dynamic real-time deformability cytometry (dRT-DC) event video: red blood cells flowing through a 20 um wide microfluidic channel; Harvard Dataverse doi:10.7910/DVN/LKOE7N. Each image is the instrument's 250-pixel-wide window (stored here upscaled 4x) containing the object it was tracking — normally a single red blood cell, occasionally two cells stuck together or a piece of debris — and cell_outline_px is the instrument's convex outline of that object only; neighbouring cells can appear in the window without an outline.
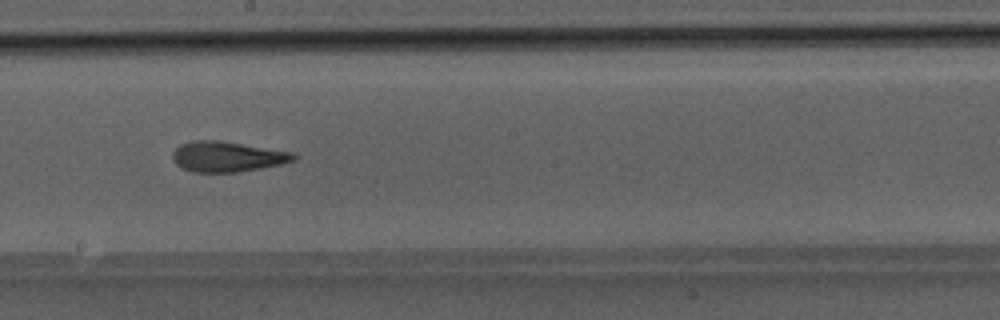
{"species": "Egyptian fruit bat (a non-hibernating species)", "species_latin": "Rousettus aegyptiacus", "temperature_condition": "room temperature", "stored_images_in_passage": 40, "camera_frame_rate_fps": 3000, "um_per_image_px": 0.085, "animal": {"sex": "male"}, "frame": {"image": 1, "passage_image": 23, "time_ms": 7.333, "image_size_px": [1000, 320], "cell_outline_px": [[296, 160], [280, 164], [260, 168], [236, 172], [192, 172], [180, 168], [172, 160], [172, 152], [180, 144], [196, 140], [220, 140], [292, 152], [296, 156]], "centroid_in_image_um": [19.26, 13.31], "position_along_channel_um": 228.9, "area_um2": 21.44}}
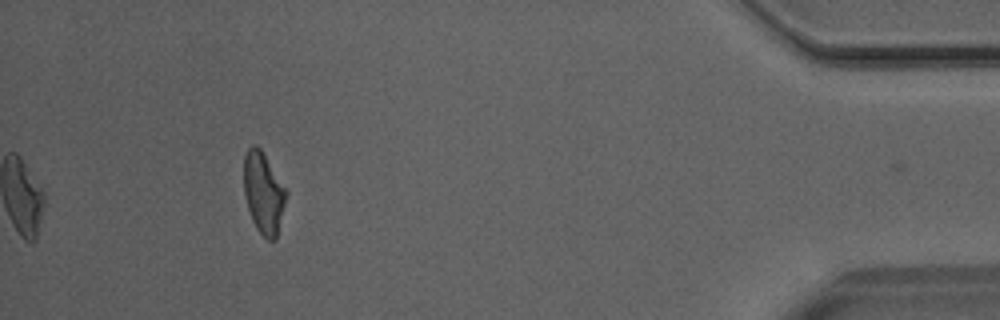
{"frame": {"image": 2, "passage_image": 40, "time_ms": 13.0, "image_size_px": [1000, 320], "cell_outline_px": [[288, 192], [276, 240], [268, 240], [256, 228], [252, 220], [244, 196], [244, 156], [248, 148], [252, 144], [256, 144], [260, 148]], "centroid_in_image_um": [22.39, 16.39], "position_along_channel_um": 412.8, "area_um2": 20.0}}